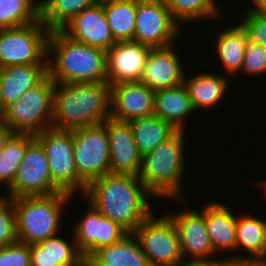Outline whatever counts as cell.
<instances>
[{
  "label": "cell",
  "instance_id": "19",
  "mask_svg": "<svg viewBox=\"0 0 266 266\" xmlns=\"http://www.w3.org/2000/svg\"><path fill=\"white\" fill-rule=\"evenodd\" d=\"M110 151V172L138 176L141 166V155L134 141L129 122L106 119Z\"/></svg>",
  "mask_w": 266,
  "mask_h": 266
},
{
  "label": "cell",
  "instance_id": "37",
  "mask_svg": "<svg viewBox=\"0 0 266 266\" xmlns=\"http://www.w3.org/2000/svg\"><path fill=\"white\" fill-rule=\"evenodd\" d=\"M0 266H31L30 245L17 242L0 247Z\"/></svg>",
  "mask_w": 266,
  "mask_h": 266
},
{
  "label": "cell",
  "instance_id": "1",
  "mask_svg": "<svg viewBox=\"0 0 266 266\" xmlns=\"http://www.w3.org/2000/svg\"><path fill=\"white\" fill-rule=\"evenodd\" d=\"M83 196L87 204L128 233H133L153 213L148 203V196L153 195L136 175L107 173L87 184Z\"/></svg>",
  "mask_w": 266,
  "mask_h": 266
},
{
  "label": "cell",
  "instance_id": "16",
  "mask_svg": "<svg viewBox=\"0 0 266 266\" xmlns=\"http://www.w3.org/2000/svg\"><path fill=\"white\" fill-rule=\"evenodd\" d=\"M110 118L129 122L154 115V93L140 81L111 84Z\"/></svg>",
  "mask_w": 266,
  "mask_h": 266
},
{
  "label": "cell",
  "instance_id": "9",
  "mask_svg": "<svg viewBox=\"0 0 266 266\" xmlns=\"http://www.w3.org/2000/svg\"><path fill=\"white\" fill-rule=\"evenodd\" d=\"M153 214L141 222L133 234L151 266H178L183 257L176 226L166 213L160 218Z\"/></svg>",
  "mask_w": 266,
  "mask_h": 266
},
{
  "label": "cell",
  "instance_id": "21",
  "mask_svg": "<svg viewBox=\"0 0 266 266\" xmlns=\"http://www.w3.org/2000/svg\"><path fill=\"white\" fill-rule=\"evenodd\" d=\"M48 74L47 64L0 68V114Z\"/></svg>",
  "mask_w": 266,
  "mask_h": 266
},
{
  "label": "cell",
  "instance_id": "33",
  "mask_svg": "<svg viewBox=\"0 0 266 266\" xmlns=\"http://www.w3.org/2000/svg\"><path fill=\"white\" fill-rule=\"evenodd\" d=\"M165 2L178 24L185 21L193 22L200 18L217 19L221 14L216 0H165Z\"/></svg>",
  "mask_w": 266,
  "mask_h": 266
},
{
  "label": "cell",
  "instance_id": "2",
  "mask_svg": "<svg viewBox=\"0 0 266 266\" xmlns=\"http://www.w3.org/2000/svg\"><path fill=\"white\" fill-rule=\"evenodd\" d=\"M111 86L108 82L56 84L51 128L74 130L102 124L110 118Z\"/></svg>",
  "mask_w": 266,
  "mask_h": 266
},
{
  "label": "cell",
  "instance_id": "35",
  "mask_svg": "<svg viewBox=\"0 0 266 266\" xmlns=\"http://www.w3.org/2000/svg\"><path fill=\"white\" fill-rule=\"evenodd\" d=\"M240 22L248 41L266 47V11H247Z\"/></svg>",
  "mask_w": 266,
  "mask_h": 266
},
{
  "label": "cell",
  "instance_id": "22",
  "mask_svg": "<svg viewBox=\"0 0 266 266\" xmlns=\"http://www.w3.org/2000/svg\"><path fill=\"white\" fill-rule=\"evenodd\" d=\"M206 230L215 254L236 249L237 217L220 202L204 205Z\"/></svg>",
  "mask_w": 266,
  "mask_h": 266
},
{
  "label": "cell",
  "instance_id": "12",
  "mask_svg": "<svg viewBox=\"0 0 266 266\" xmlns=\"http://www.w3.org/2000/svg\"><path fill=\"white\" fill-rule=\"evenodd\" d=\"M6 191L9 192L6 197L10 198L61 192L52 183L45 150L36 138L27 145L11 187Z\"/></svg>",
  "mask_w": 266,
  "mask_h": 266
},
{
  "label": "cell",
  "instance_id": "11",
  "mask_svg": "<svg viewBox=\"0 0 266 266\" xmlns=\"http://www.w3.org/2000/svg\"><path fill=\"white\" fill-rule=\"evenodd\" d=\"M180 28L165 0H136L134 42L150 48L174 45Z\"/></svg>",
  "mask_w": 266,
  "mask_h": 266
},
{
  "label": "cell",
  "instance_id": "31",
  "mask_svg": "<svg viewBox=\"0 0 266 266\" xmlns=\"http://www.w3.org/2000/svg\"><path fill=\"white\" fill-rule=\"evenodd\" d=\"M31 133H14L0 152V185L11 187L27 145L34 139Z\"/></svg>",
  "mask_w": 266,
  "mask_h": 266
},
{
  "label": "cell",
  "instance_id": "4",
  "mask_svg": "<svg viewBox=\"0 0 266 266\" xmlns=\"http://www.w3.org/2000/svg\"><path fill=\"white\" fill-rule=\"evenodd\" d=\"M184 132L177 130L154 150L141 156L138 178L154 197L175 201L183 198L180 190L185 173Z\"/></svg>",
  "mask_w": 266,
  "mask_h": 266
},
{
  "label": "cell",
  "instance_id": "32",
  "mask_svg": "<svg viewBox=\"0 0 266 266\" xmlns=\"http://www.w3.org/2000/svg\"><path fill=\"white\" fill-rule=\"evenodd\" d=\"M39 19V0H0V29L20 27Z\"/></svg>",
  "mask_w": 266,
  "mask_h": 266
},
{
  "label": "cell",
  "instance_id": "28",
  "mask_svg": "<svg viewBox=\"0 0 266 266\" xmlns=\"http://www.w3.org/2000/svg\"><path fill=\"white\" fill-rule=\"evenodd\" d=\"M216 54L228 74L234 75L242 68L245 47L248 42L246 32L240 24L223 30L216 36Z\"/></svg>",
  "mask_w": 266,
  "mask_h": 266
},
{
  "label": "cell",
  "instance_id": "24",
  "mask_svg": "<svg viewBox=\"0 0 266 266\" xmlns=\"http://www.w3.org/2000/svg\"><path fill=\"white\" fill-rule=\"evenodd\" d=\"M87 261L92 266H151L133 233L95 251Z\"/></svg>",
  "mask_w": 266,
  "mask_h": 266
},
{
  "label": "cell",
  "instance_id": "18",
  "mask_svg": "<svg viewBox=\"0 0 266 266\" xmlns=\"http://www.w3.org/2000/svg\"><path fill=\"white\" fill-rule=\"evenodd\" d=\"M150 47L134 42H116L106 53L107 82L139 81Z\"/></svg>",
  "mask_w": 266,
  "mask_h": 266
},
{
  "label": "cell",
  "instance_id": "6",
  "mask_svg": "<svg viewBox=\"0 0 266 266\" xmlns=\"http://www.w3.org/2000/svg\"><path fill=\"white\" fill-rule=\"evenodd\" d=\"M56 83L47 74L1 114L0 121L14 133L36 134L51 128Z\"/></svg>",
  "mask_w": 266,
  "mask_h": 266
},
{
  "label": "cell",
  "instance_id": "8",
  "mask_svg": "<svg viewBox=\"0 0 266 266\" xmlns=\"http://www.w3.org/2000/svg\"><path fill=\"white\" fill-rule=\"evenodd\" d=\"M49 32L41 19L20 27L0 29V68L47 64Z\"/></svg>",
  "mask_w": 266,
  "mask_h": 266
},
{
  "label": "cell",
  "instance_id": "40",
  "mask_svg": "<svg viewBox=\"0 0 266 266\" xmlns=\"http://www.w3.org/2000/svg\"><path fill=\"white\" fill-rule=\"evenodd\" d=\"M253 8H246L247 11H266V0H252Z\"/></svg>",
  "mask_w": 266,
  "mask_h": 266
},
{
  "label": "cell",
  "instance_id": "36",
  "mask_svg": "<svg viewBox=\"0 0 266 266\" xmlns=\"http://www.w3.org/2000/svg\"><path fill=\"white\" fill-rule=\"evenodd\" d=\"M240 71L251 76L266 73V47L248 41Z\"/></svg>",
  "mask_w": 266,
  "mask_h": 266
},
{
  "label": "cell",
  "instance_id": "3",
  "mask_svg": "<svg viewBox=\"0 0 266 266\" xmlns=\"http://www.w3.org/2000/svg\"><path fill=\"white\" fill-rule=\"evenodd\" d=\"M106 53L52 30L47 39L48 75L56 84L107 82Z\"/></svg>",
  "mask_w": 266,
  "mask_h": 266
},
{
  "label": "cell",
  "instance_id": "26",
  "mask_svg": "<svg viewBox=\"0 0 266 266\" xmlns=\"http://www.w3.org/2000/svg\"><path fill=\"white\" fill-rule=\"evenodd\" d=\"M228 82L227 77L208 71L189 78L185 74L183 80L195 111L200 108L209 110L216 104L219 105L228 92Z\"/></svg>",
  "mask_w": 266,
  "mask_h": 266
},
{
  "label": "cell",
  "instance_id": "10",
  "mask_svg": "<svg viewBox=\"0 0 266 266\" xmlns=\"http://www.w3.org/2000/svg\"><path fill=\"white\" fill-rule=\"evenodd\" d=\"M73 158L86 184L110 173L109 139L103 123L74 129Z\"/></svg>",
  "mask_w": 266,
  "mask_h": 266
},
{
  "label": "cell",
  "instance_id": "41",
  "mask_svg": "<svg viewBox=\"0 0 266 266\" xmlns=\"http://www.w3.org/2000/svg\"><path fill=\"white\" fill-rule=\"evenodd\" d=\"M79 266H92L87 260H84Z\"/></svg>",
  "mask_w": 266,
  "mask_h": 266
},
{
  "label": "cell",
  "instance_id": "5",
  "mask_svg": "<svg viewBox=\"0 0 266 266\" xmlns=\"http://www.w3.org/2000/svg\"><path fill=\"white\" fill-rule=\"evenodd\" d=\"M71 198L65 192L12 198L18 242L31 245L57 235L63 210Z\"/></svg>",
  "mask_w": 266,
  "mask_h": 266
},
{
  "label": "cell",
  "instance_id": "34",
  "mask_svg": "<svg viewBox=\"0 0 266 266\" xmlns=\"http://www.w3.org/2000/svg\"><path fill=\"white\" fill-rule=\"evenodd\" d=\"M18 242L16 214L13 200L0 197V247Z\"/></svg>",
  "mask_w": 266,
  "mask_h": 266
},
{
  "label": "cell",
  "instance_id": "27",
  "mask_svg": "<svg viewBox=\"0 0 266 266\" xmlns=\"http://www.w3.org/2000/svg\"><path fill=\"white\" fill-rule=\"evenodd\" d=\"M129 123L141 156L154 150L177 131L170 123L155 115L136 118Z\"/></svg>",
  "mask_w": 266,
  "mask_h": 266
},
{
  "label": "cell",
  "instance_id": "20",
  "mask_svg": "<svg viewBox=\"0 0 266 266\" xmlns=\"http://www.w3.org/2000/svg\"><path fill=\"white\" fill-rule=\"evenodd\" d=\"M240 248L250 257L231 255L238 266H266V220L246 214L237 217L236 250Z\"/></svg>",
  "mask_w": 266,
  "mask_h": 266
},
{
  "label": "cell",
  "instance_id": "30",
  "mask_svg": "<svg viewBox=\"0 0 266 266\" xmlns=\"http://www.w3.org/2000/svg\"><path fill=\"white\" fill-rule=\"evenodd\" d=\"M99 0H40V19L52 30H60L75 15Z\"/></svg>",
  "mask_w": 266,
  "mask_h": 266
},
{
  "label": "cell",
  "instance_id": "17",
  "mask_svg": "<svg viewBox=\"0 0 266 266\" xmlns=\"http://www.w3.org/2000/svg\"><path fill=\"white\" fill-rule=\"evenodd\" d=\"M175 45L151 48L147 54L140 82L153 91L179 86L184 80L183 64Z\"/></svg>",
  "mask_w": 266,
  "mask_h": 266
},
{
  "label": "cell",
  "instance_id": "38",
  "mask_svg": "<svg viewBox=\"0 0 266 266\" xmlns=\"http://www.w3.org/2000/svg\"><path fill=\"white\" fill-rule=\"evenodd\" d=\"M178 266H238L231 257L223 259L183 260Z\"/></svg>",
  "mask_w": 266,
  "mask_h": 266
},
{
  "label": "cell",
  "instance_id": "15",
  "mask_svg": "<svg viewBox=\"0 0 266 266\" xmlns=\"http://www.w3.org/2000/svg\"><path fill=\"white\" fill-rule=\"evenodd\" d=\"M60 30L75 41L106 52L116 43L103 10V1L82 10Z\"/></svg>",
  "mask_w": 266,
  "mask_h": 266
},
{
  "label": "cell",
  "instance_id": "7",
  "mask_svg": "<svg viewBox=\"0 0 266 266\" xmlns=\"http://www.w3.org/2000/svg\"><path fill=\"white\" fill-rule=\"evenodd\" d=\"M34 137L42 144L50 170L52 183L61 191L82 194L87 184L78 176L73 158L74 130L44 129Z\"/></svg>",
  "mask_w": 266,
  "mask_h": 266
},
{
  "label": "cell",
  "instance_id": "29",
  "mask_svg": "<svg viewBox=\"0 0 266 266\" xmlns=\"http://www.w3.org/2000/svg\"><path fill=\"white\" fill-rule=\"evenodd\" d=\"M103 10L116 42L133 41L136 0H106Z\"/></svg>",
  "mask_w": 266,
  "mask_h": 266
},
{
  "label": "cell",
  "instance_id": "39",
  "mask_svg": "<svg viewBox=\"0 0 266 266\" xmlns=\"http://www.w3.org/2000/svg\"><path fill=\"white\" fill-rule=\"evenodd\" d=\"M14 132L0 121V152Z\"/></svg>",
  "mask_w": 266,
  "mask_h": 266
},
{
  "label": "cell",
  "instance_id": "23",
  "mask_svg": "<svg viewBox=\"0 0 266 266\" xmlns=\"http://www.w3.org/2000/svg\"><path fill=\"white\" fill-rule=\"evenodd\" d=\"M196 112L186 86L159 89L154 93V115L170 123L176 130L185 131V119Z\"/></svg>",
  "mask_w": 266,
  "mask_h": 266
},
{
  "label": "cell",
  "instance_id": "14",
  "mask_svg": "<svg viewBox=\"0 0 266 266\" xmlns=\"http://www.w3.org/2000/svg\"><path fill=\"white\" fill-rule=\"evenodd\" d=\"M201 211L190 208L175 214L166 211L176 226L183 260L209 259L215 255L206 230L204 207Z\"/></svg>",
  "mask_w": 266,
  "mask_h": 266
},
{
  "label": "cell",
  "instance_id": "13",
  "mask_svg": "<svg viewBox=\"0 0 266 266\" xmlns=\"http://www.w3.org/2000/svg\"><path fill=\"white\" fill-rule=\"evenodd\" d=\"M88 212L75 225V243L87 260L98 249L121 240L128 232L119 224L103 216L90 203Z\"/></svg>",
  "mask_w": 266,
  "mask_h": 266
},
{
  "label": "cell",
  "instance_id": "25",
  "mask_svg": "<svg viewBox=\"0 0 266 266\" xmlns=\"http://www.w3.org/2000/svg\"><path fill=\"white\" fill-rule=\"evenodd\" d=\"M31 266H79L85 259L75 240L71 244L61 236H52L30 245Z\"/></svg>",
  "mask_w": 266,
  "mask_h": 266
},
{
  "label": "cell",
  "instance_id": "42",
  "mask_svg": "<svg viewBox=\"0 0 266 266\" xmlns=\"http://www.w3.org/2000/svg\"><path fill=\"white\" fill-rule=\"evenodd\" d=\"M263 183V184H262ZM262 183H261V186L263 187V189L265 188L266 189V180L263 182L262 181ZM264 192H266V190L264 191Z\"/></svg>",
  "mask_w": 266,
  "mask_h": 266
}]
</instances>
